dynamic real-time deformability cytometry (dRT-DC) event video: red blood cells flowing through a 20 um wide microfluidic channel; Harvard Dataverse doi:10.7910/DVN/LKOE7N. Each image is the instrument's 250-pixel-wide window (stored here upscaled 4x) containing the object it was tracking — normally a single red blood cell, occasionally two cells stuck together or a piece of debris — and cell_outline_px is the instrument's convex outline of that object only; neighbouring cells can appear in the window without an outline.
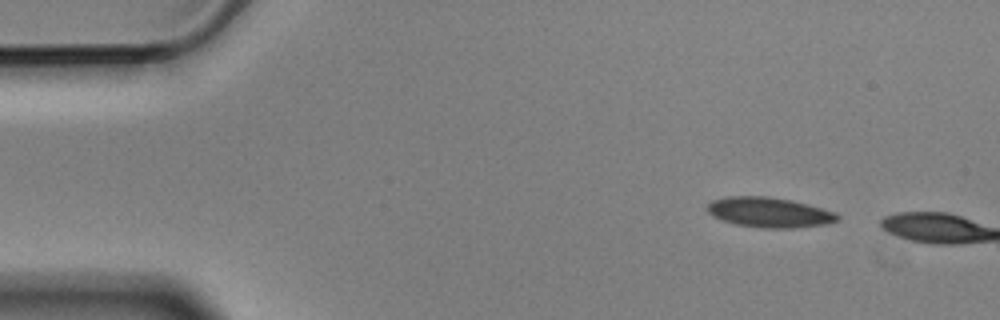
{"species": "Egyptian fruit bat (a non-hibernating species)", "species_latin": "Rousettus aegyptiacus", "temperature_condition": "cold", "stored_images_in_passage": 2, "camera_frame_rate_fps": 3000, "um_per_image_px": 0.085, "animal": {"sex": "male"}, "frame": {"image": 1, "passage_image": 1, "time_ms": 0.0, "image_size_px": [1000, 320], "cell_outline_px": [[840, 220], [824, 224], [792, 228], [764, 228], [736, 224], [712, 216], [704, 208], [712, 200], [724, 196], [764, 196], [792, 200], [808, 204], [836, 212], [840, 216]], "centroid_in_image_um": [65.38, 18.04], "position_along_channel_um": 19.6, "area_um2": 22.89}}